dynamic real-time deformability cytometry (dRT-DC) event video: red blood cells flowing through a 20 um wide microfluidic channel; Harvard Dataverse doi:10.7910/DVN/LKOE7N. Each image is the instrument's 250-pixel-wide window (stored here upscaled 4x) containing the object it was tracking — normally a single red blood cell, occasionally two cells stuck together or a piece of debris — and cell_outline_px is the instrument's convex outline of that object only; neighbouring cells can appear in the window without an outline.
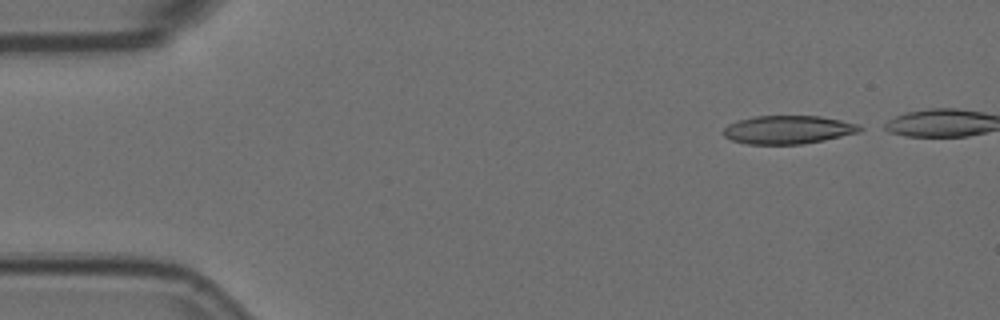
{"species": "Egyptian fruit bat (a non-hibernating species)", "species_latin": "Rousettus aegyptiacus", "temperature_condition": "room temperature", "stored_images_in_passage": 4, "camera_frame_rate_fps": 3000, "um_per_image_px": 0.085, "animal": {"sex": "female"}, "frame": {"image": 1, "passage_image": 1, "time_ms": 0.0, "image_size_px": [1000, 320], "cell_outline_px": [[868, 128], [860, 132], [824, 140], [800, 144], [748, 144], [732, 140], [724, 136], [724, 128], [728, 124], [736, 120], [756, 116], [820, 116], [860, 124]], "centroid_in_image_um": [67.03, 11.02], "position_along_channel_um": 18.0, "area_um2": 22.66}}